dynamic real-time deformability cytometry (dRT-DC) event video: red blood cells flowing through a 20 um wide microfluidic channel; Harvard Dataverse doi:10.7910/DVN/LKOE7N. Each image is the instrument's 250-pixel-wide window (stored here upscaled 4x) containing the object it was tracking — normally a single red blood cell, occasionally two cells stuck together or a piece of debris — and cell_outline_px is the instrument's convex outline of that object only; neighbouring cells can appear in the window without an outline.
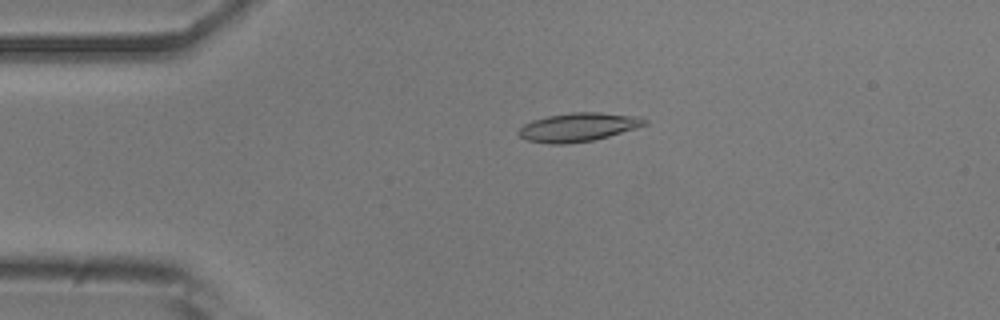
{"species": "common noctule bat (a hibernating species)", "species_latin": "Nyctalus noctula", "temperature_condition": "room temperature", "stored_images_in_passage": 24, "camera_frame_rate_fps": 3000, "um_per_image_px": 0.085, "animal": {"sex": "male", "body_mass_g": 20.5, "forearm_length_mm": 52.5}, "frame": {"image": 1, "passage_image": 11, "time_ms": 3.333, "image_size_px": [1000, 320], "cell_outline_px": [[648, 124], [636, 128], [608, 136], [592, 140], [568, 144], [552, 144], [528, 140], [520, 136], [516, 132], [524, 124], [532, 120], [548, 116], [572, 112], [600, 112], [640, 116], [648, 120]], "centroid_in_image_um": [49.17, 10.8], "position_along_channel_um": 35.8, "area_um2": 21.04}}
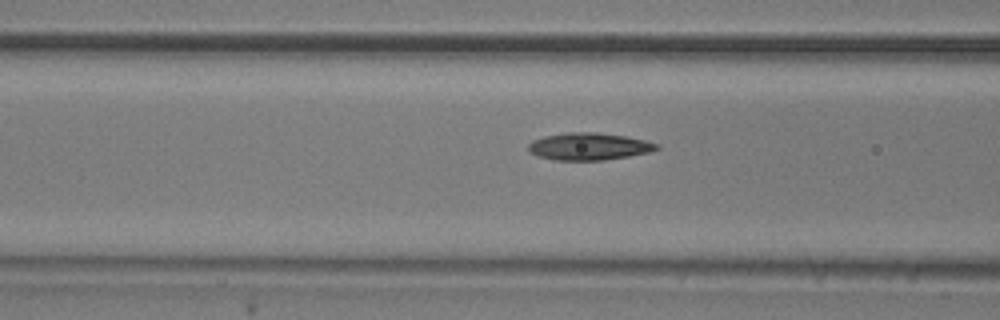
{"frame": {"image": 2, "passage_image": 20, "time_ms": 6.333, "image_size_px": [1000, 320], "cell_outline_px": [[660, 148], [648, 152], [628, 156], [604, 160], [552, 160], [536, 156], [528, 152], [528, 144], [532, 140], [544, 136], [568, 132], [596, 132], [624, 136], [644, 140], [660, 144]], "centroid_in_image_um": [50.01, 12.45], "position_along_channel_um": 116.6, "area_um2": 20.46}}
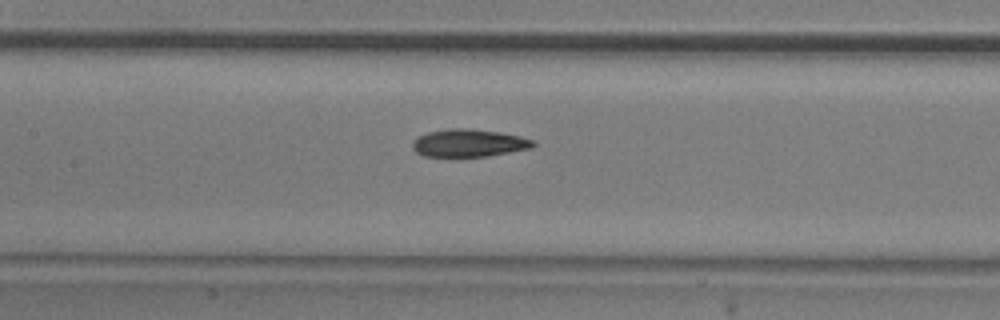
{"frame": {"image": 3, "passage_image": 24, "time_ms": 7.667, "image_size_px": [1000, 320], "cell_outline_px": [[536, 144], [532, 148], [488, 156], [424, 156], [416, 152], [412, 148], [412, 144], [416, 136], [428, 132], [448, 128], [472, 128], [500, 132], [520, 136], [536, 140]], "centroid_in_image_um": [39.87, 12.14], "position_along_channel_um": 167.5, "area_um2": 19.65}}